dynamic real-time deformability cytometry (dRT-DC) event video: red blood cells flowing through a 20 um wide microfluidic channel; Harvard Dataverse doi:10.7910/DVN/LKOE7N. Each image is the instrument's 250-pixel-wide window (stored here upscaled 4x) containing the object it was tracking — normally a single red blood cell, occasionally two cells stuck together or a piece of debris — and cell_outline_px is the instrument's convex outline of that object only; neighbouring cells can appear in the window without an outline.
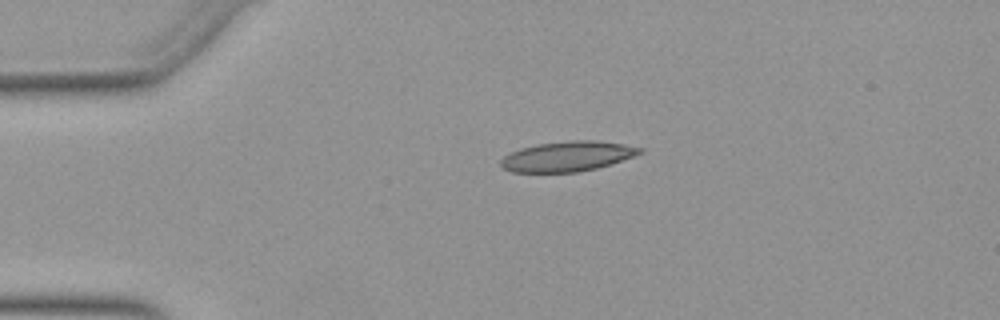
{"species": "Egyptian fruit bat (a non-hibernating species)", "species_latin": "Rousettus aegyptiacus", "temperature_condition": "warm", "stored_images_in_passage": 52, "camera_frame_rate_fps": 3000, "um_per_image_px": 0.085, "animal": {"sex": "female"}, "frame": {"image": 1, "passage_image": 12, "time_ms": 3.667, "image_size_px": [1000, 320], "cell_outline_px": [[644, 152], [612, 164], [596, 168], [576, 172], [512, 172], [504, 168], [500, 164], [500, 160], [504, 156], [520, 148], [536, 144], [572, 140], [596, 140], [624, 144], [644, 148]], "centroid_in_image_um": [48.26, 13.28], "position_along_channel_um": 36.7, "area_um2": 24.39}}
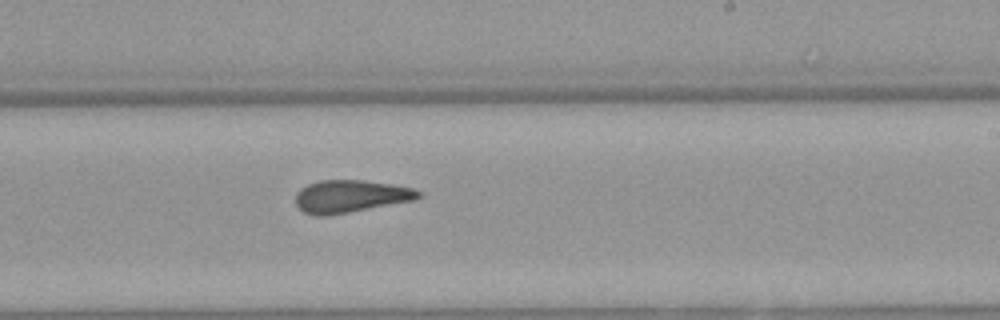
{"frame": {"image": 2, "passage_image": 32, "time_ms": 10.333, "image_size_px": [1000, 320], "cell_outline_px": [[424, 196], [416, 200], [328, 216], [316, 216], [304, 212], [296, 204], [296, 192], [300, 188], [308, 184], [320, 180], [364, 180], [392, 184], [412, 188], [424, 192]], "centroid_in_image_um": [29.83, 16.68], "position_along_channel_um": 259.2, "area_um2": 23.58}}
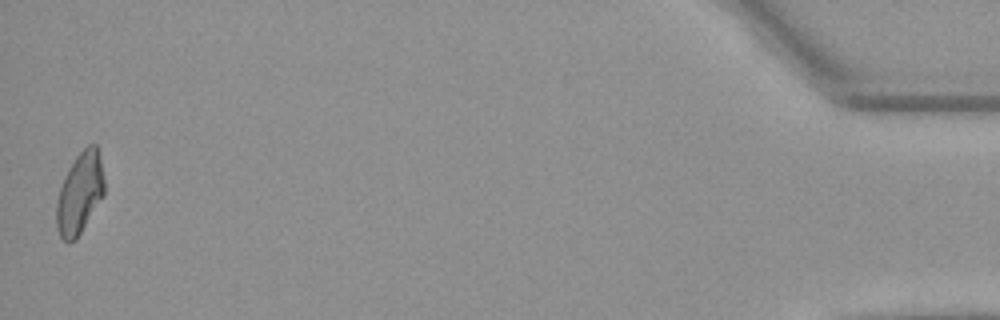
{"frame": {"image": 3, "passage_image": 52, "time_ms": 17.0, "image_size_px": [1000, 320], "cell_outline_px": [[104, 196], [76, 240], [68, 244], [60, 236], [56, 224], [56, 200], [60, 188], [76, 156], [88, 144], [96, 144], [100, 160], [104, 180]], "centroid_in_image_um": [6.78, 16.48], "position_along_channel_um": 428.4, "area_um2": 22.48}, "authors_computed_cell_mechanics": {"area_um2": 23.5535, "velocity_mm_per_s": 3.9208, "shape_relaxation_time_tau1_ms": null, "shape_relaxation_time_tau2_ms": 2.5322, "deformation_change_tau1": null, "deformation_change_tau2": 0.1093}}